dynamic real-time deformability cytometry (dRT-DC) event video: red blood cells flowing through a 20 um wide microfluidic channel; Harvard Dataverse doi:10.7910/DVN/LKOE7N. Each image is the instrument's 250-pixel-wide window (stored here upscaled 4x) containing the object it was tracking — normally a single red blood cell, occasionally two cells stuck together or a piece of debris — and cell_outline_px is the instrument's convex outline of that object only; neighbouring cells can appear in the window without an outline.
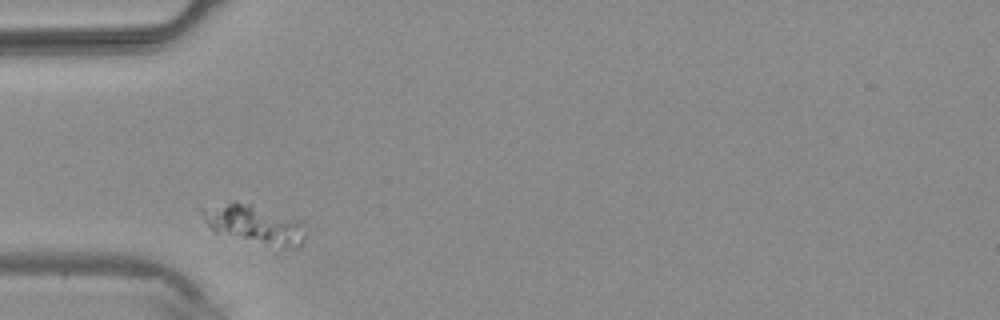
{"species": "common noctule bat (a hibernating species)", "species_latin": "Nyctalus noctula", "temperature_condition": "warm", "stored_images_in_passage": 1, "camera_frame_rate_fps": 3000, "um_per_image_px": 0.085, "animal": {"sex": "male", "body_mass_g": 20.4}, "frame": {"image": 1, "passage_image": 1, "time_ms": 0.0, "image_size_px": [1000, 320], "cell_outline_px": [[304, 236], [300, 244], [296, 248], [280, 252], [276, 252], [216, 232], [208, 224], [200, 212], [200, 208], [232, 200], [236, 200], [304, 220]], "centroid_in_image_um": [21.69, 19.14], "position_along_channel_um": 63.3, "area_um2": 24.8}}